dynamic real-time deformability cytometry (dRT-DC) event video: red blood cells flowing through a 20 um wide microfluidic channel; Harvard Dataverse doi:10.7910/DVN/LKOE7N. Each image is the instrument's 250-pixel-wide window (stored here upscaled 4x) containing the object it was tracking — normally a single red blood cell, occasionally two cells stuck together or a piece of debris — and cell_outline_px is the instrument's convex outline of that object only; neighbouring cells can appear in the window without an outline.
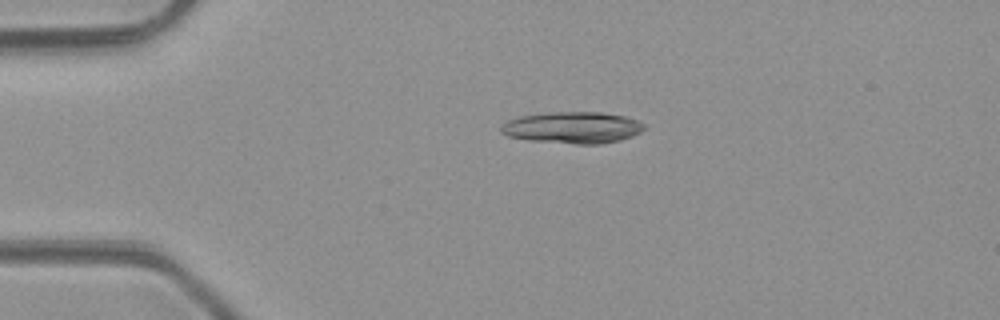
{"species": "common noctule bat (a hibernating species)", "species_latin": "Nyctalus noctula", "temperature_condition": "room temperature", "stored_images_in_passage": 4, "camera_frame_rate_fps": 3000, "um_per_image_px": 0.085, "animal": {"sex": "male", "body_mass_g": 23.1, "forearm_length_mm": 52.7}, "frame": {"image": 1, "passage_image": 2, "time_ms": 1.333, "image_size_px": [1000, 320], "cell_outline_px": [[644, 128], [640, 132], [632, 136], [620, 140], [600, 144], [576, 144], [532, 140], [508, 136], [500, 132], [500, 124], [508, 120], [520, 116], [548, 112], [600, 112], [624, 116], [636, 120], [644, 124]], "centroid_in_image_um": [48.64, 10.84], "position_along_channel_um": 36.4, "area_um2": 26.3}}